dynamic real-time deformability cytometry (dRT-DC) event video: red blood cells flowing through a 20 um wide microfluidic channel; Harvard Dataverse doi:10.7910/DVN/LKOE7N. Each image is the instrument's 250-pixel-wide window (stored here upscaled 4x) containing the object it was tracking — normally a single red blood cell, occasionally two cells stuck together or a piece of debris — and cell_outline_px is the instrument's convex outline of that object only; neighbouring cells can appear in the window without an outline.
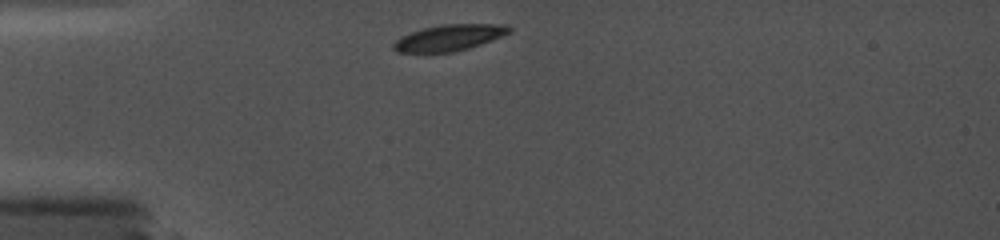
{"species": "common noctule bat (a hibernating species)", "species_latin": "Nyctalus noctula", "temperature_condition": "cold", "stored_images_in_passage": 21, "camera_frame_rate_fps": 5000, "um_per_image_px": 0.085, "animal": {"sex": "female", "body_mass_g": 19.0, "forearm_length_mm": 56.7}, "frame": {"image": 1, "passage_image": 1, "time_ms": 0.0, "image_size_px": [1000, 240], "cell_outline_px": [[512, 32], [492, 40], [468, 48], [452, 52], [396, 52], [392, 48], [392, 44], [400, 36], [424, 28], [444, 24], [508, 24], [512, 28]], "centroid_in_image_um": [38.2, 3.19], "position_along_channel_um": 46.8, "area_um2": 17.63}}
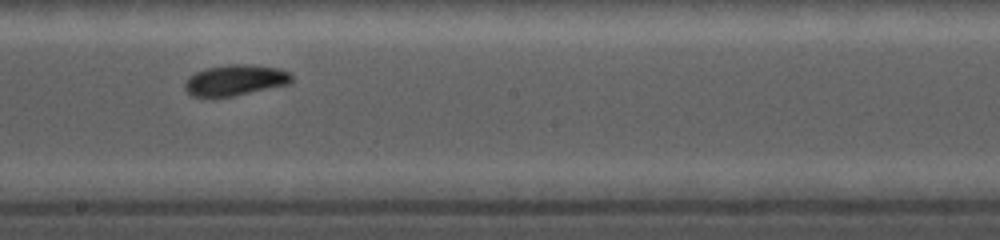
{"frame": {"image": 2, "passage_image": 11, "time_ms": 5.4, "image_size_px": [1000, 240], "cell_outline_px": [[292, 80], [288, 84], [232, 96], [212, 100], [192, 96], [184, 88], [184, 84], [188, 76], [196, 72], [208, 68], [228, 64], [244, 64], [280, 68], [288, 72], [292, 76]], "centroid_in_image_um": [19.92, 6.85], "position_along_channel_um": 228.3, "area_um2": 19.48}}
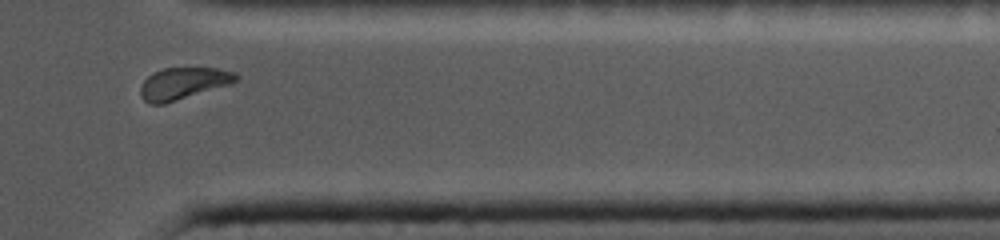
{"frame": {"image": 3, "passage_image": 19, "time_ms": 9.8, "image_size_px": [1000, 240], "cell_outline_px": [[240, 76], [236, 80], [228, 84], [164, 104], [148, 104], [140, 96], [140, 88], [144, 80], [152, 72], [164, 68], [216, 68], [236, 72]], "centroid_in_image_um": [15.53, 7.08], "position_along_channel_um": 395.9, "area_um2": 17.57}}